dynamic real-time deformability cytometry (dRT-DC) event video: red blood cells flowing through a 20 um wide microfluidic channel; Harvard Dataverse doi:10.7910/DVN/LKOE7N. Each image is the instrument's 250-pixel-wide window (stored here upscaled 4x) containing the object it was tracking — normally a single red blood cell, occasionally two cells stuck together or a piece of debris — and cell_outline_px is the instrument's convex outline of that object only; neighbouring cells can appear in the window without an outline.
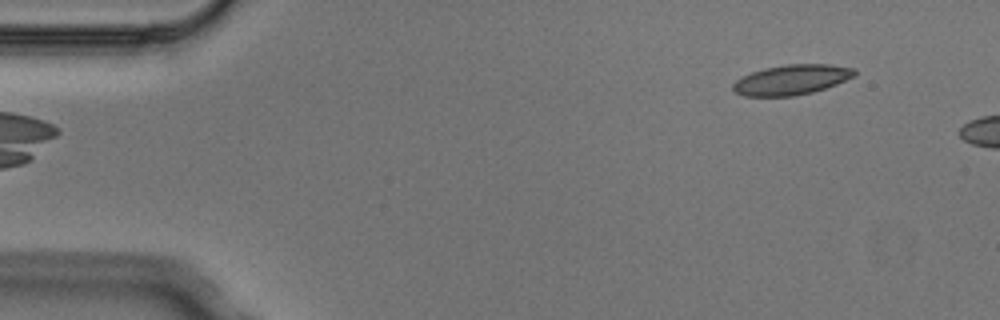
{"species": "Egyptian fruit bat (a non-hibernating species)", "species_latin": "Rousettus aegyptiacus", "temperature_condition": "cold", "stored_images_in_passage": 3, "camera_frame_rate_fps": 3000, "um_per_image_px": 0.085, "animal": {"sex": "male"}, "frame": {"image": 1, "passage_image": 3, "time_ms": 0.667, "image_size_px": [1000, 320], "cell_outline_px": [[856, 76], [836, 84], [812, 92], [792, 96], [744, 96], [736, 92], [732, 88], [732, 84], [736, 80], [752, 72], [764, 68], [784, 64], [828, 64], [856, 68]], "centroid_in_image_um": [67.3, 6.77], "position_along_channel_um": 17.7, "area_um2": 21.27}}